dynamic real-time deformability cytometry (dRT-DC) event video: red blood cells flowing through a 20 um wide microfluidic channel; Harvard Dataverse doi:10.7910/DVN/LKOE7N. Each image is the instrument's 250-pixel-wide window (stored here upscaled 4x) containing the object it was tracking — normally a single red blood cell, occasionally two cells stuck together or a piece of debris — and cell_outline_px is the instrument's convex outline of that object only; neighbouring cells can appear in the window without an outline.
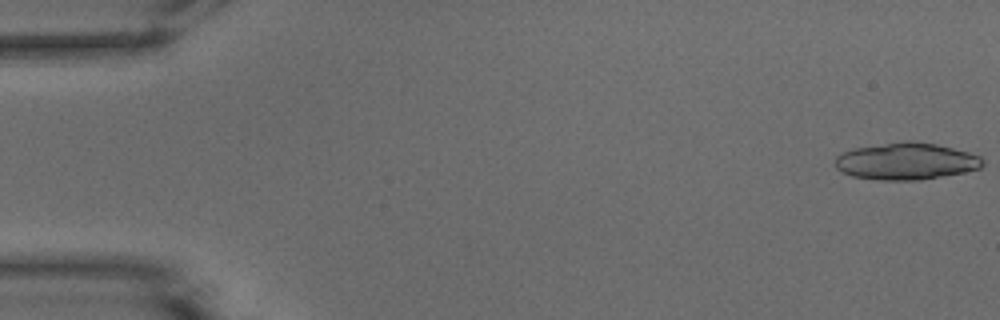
{"species": "common noctule bat (a hibernating species)", "species_latin": "Nyctalus noctula", "temperature_condition": "warm", "stored_images_in_passage": 10, "camera_frame_rate_fps": 3000, "um_per_image_px": 0.085, "animal": {"sex": "male", "body_mass_g": 15.6}, "frame": {"image": 1, "passage_image": 1, "time_ms": 0.0, "image_size_px": [1000, 320], "cell_outline_px": [[984, 164], [980, 168], [964, 172], [920, 180], [880, 180], [852, 176], [840, 172], [836, 168], [836, 156], [844, 152], [856, 148], [908, 140], [936, 144], [968, 152], [980, 156], [984, 160]], "centroid_in_image_um": [77.03, 13.71], "position_along_channel_um": 8.0, "area_um2": 31.56}}